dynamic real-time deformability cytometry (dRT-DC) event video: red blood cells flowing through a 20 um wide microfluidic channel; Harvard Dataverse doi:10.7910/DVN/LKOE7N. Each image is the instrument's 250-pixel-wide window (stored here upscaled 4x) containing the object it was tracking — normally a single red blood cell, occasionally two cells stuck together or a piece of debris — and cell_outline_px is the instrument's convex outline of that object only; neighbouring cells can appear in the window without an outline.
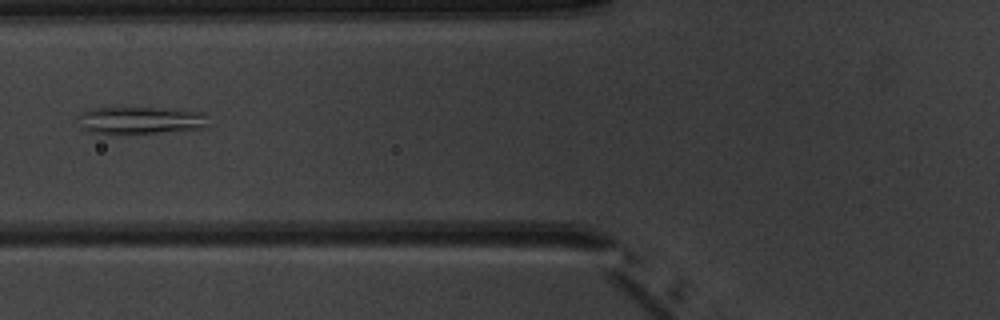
{"species": "common noctule bat (a hibernating species)", "species_latin": "Nyctalus noctula", "temperature_condition": "warm", "stored_images_in_passage": 5, "camera_frame_rate_fps": 3000, "um_per_image_px": 0.085, "animal": {"sex": "male", "body_mass_g": 20.1, "forearm_length_mm": 53.5}, "frame": {"image": 1, "passage_image": 5, "time_ms": 4.667, "image_size_px": [1000, 320], "cell_outline_px": [[208, 128], [156, 132], [88, 132], [80, 128], [76, 116], [80, 112], [88, 108], [168, 108], [204, 112]], "centroid_in_image_um": [11.9, 10.2], "position_along_channel_um": 113.9, "area_um2": 20.58}}